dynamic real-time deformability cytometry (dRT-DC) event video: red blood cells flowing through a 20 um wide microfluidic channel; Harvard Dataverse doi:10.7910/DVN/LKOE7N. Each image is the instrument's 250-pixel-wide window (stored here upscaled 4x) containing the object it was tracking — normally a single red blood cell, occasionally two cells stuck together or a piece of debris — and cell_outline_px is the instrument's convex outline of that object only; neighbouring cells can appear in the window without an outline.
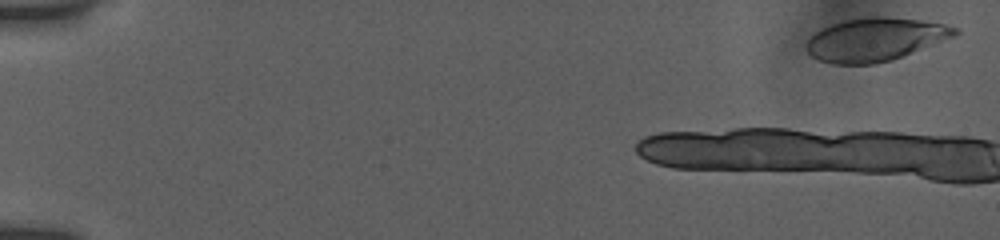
{"species": "human", "species_latin": "Homo sapiens", "temperature_condition": "room temperature", "stored_images_in_passage": 8, "camera_frame_rate_fps": 3000, "um_per_image_px": 0.085, "donor": {"sex": "female"}, "frame": {"image": 1, "passage_image": 1, "time_ms": 0.0, "image_size_px": [1000, 240], "cell_outline_px": [[960, 32], [952, 36], [892, 60], [872, 64], [832, 64], [820, 60], [812, 56], [808, 52], [808, 40], [816, 32], [832, 24], [844, 20], [872, 16], [880, 16], [920, 20], [944, 24], [956, 28]], "centroid_in_image_um": [74.37, 3.35], "position_along_channel_um": 10.6, "area_um2": 36.59}}